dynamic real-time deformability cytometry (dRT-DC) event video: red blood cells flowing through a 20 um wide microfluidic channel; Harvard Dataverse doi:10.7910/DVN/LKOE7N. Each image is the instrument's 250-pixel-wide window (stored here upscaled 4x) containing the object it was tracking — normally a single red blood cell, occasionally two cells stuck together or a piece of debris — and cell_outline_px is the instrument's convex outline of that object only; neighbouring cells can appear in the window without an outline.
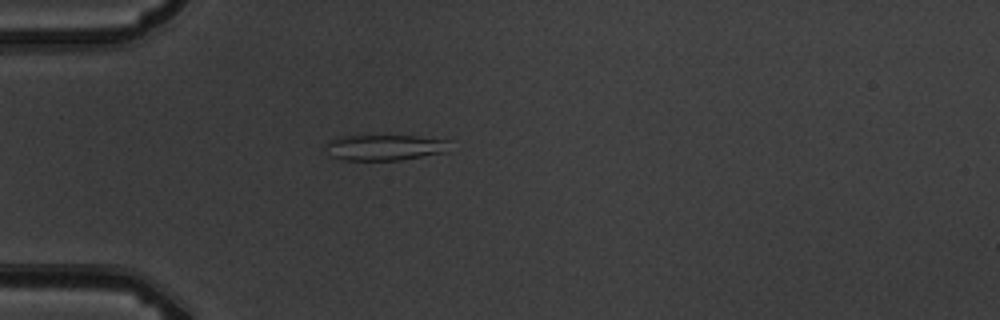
{"species": "common noctule bat (a hibernating species)", "species_latin": "Nyctalus noctula", "temperature_condition": "warm", "stored_images_in_passage": 4, "camera_frame_rate_fps": 3000, "um_per_image_px": 0.085, "animal": {"sex": "male", "body_mass_g": 19.5, "forearm_length_mm": 54.6}, "frame": {"image": 1, "passage_image": 4, "time_ms": 3.333, "image_size_px": [1000, 320], "cell_outline_px": [[452, 140], [448, 152], [400, 160], [344, 160], [328, 156], [324, 148], [324, 144], [328, 140], [336, 136], [416, 136]], "centroid_in_image_um": [32.67, 12.53], "position_along_channel_um": 52.3, "area_um2": 19.13}}